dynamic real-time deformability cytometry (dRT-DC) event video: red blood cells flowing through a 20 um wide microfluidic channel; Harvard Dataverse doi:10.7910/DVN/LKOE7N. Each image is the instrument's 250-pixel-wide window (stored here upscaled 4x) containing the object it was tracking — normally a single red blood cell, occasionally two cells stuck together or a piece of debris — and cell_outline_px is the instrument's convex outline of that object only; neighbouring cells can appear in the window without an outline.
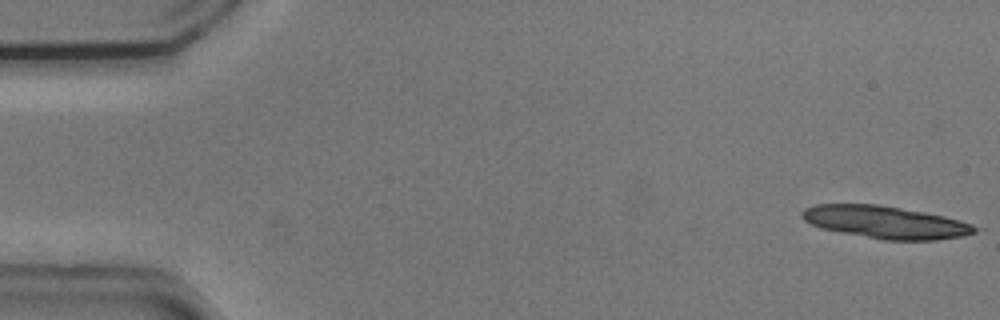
{"species": "common noctule bat (a hibernating species)", "species_latin": "Nyctalus noctula", "temperature_condition": "cold", "stored_images_in_passage": 15, "camera_frame_rate_fps": 3000, "um_per_image_px": 0.085, "animal": {"sex": "male", "body_mass_g": 20.5, "forearm_length_mm": 52.5}, "frame": {"image": 1, "passage_image": 1, "time_ms": 0.0, "image_size_px": [1000, 320], "cell_outline_px": [[984, 228], [976, 232], [964, 236], [936, 240], [884, 240], [840, 232], [820, 228], [804, 220], [800, 216], [800, 212], [804, 208], [816, 204], [876, 204], [924, 212], [944, 216], [960, 220]], "centroid_in_image_um": [75.29, 18.89], "position_along_channel_um": 9.7, "area_um2": 32.89}}